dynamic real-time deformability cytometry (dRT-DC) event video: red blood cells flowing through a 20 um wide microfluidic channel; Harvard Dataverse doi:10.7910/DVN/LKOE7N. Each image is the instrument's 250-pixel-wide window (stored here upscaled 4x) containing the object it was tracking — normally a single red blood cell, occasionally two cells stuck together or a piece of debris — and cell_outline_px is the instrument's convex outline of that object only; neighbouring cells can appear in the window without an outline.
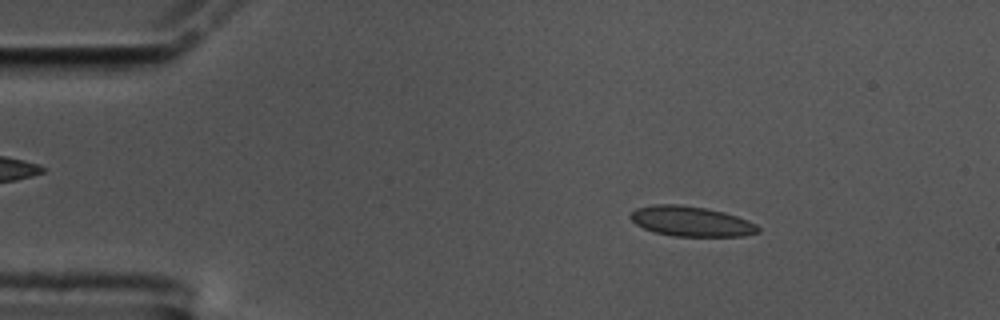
{"species": "common noctule bat (a hibernating species)", "species_latin": "Nyctalus noctula", "temperature_condition": "cold", "stored_images_in_passage": 57, "camera_frame_rate_fps": 3000, "um_per_image_px": 0.085, "animal": {"sex": "male", "body_mass_g": 17.5, "forearm_length_mm": 52.3}, "frame": {"image": 1, "passage_image": 8, "time_ms": 2.333, "image_size_px": [1000, 320], "cell_outline_px": [[760, 232], [744, 236], [676, 236], [652, 232], [636, 224], [628, 216], [636, 208], [652, 204], [680, 204], [704, 208], [724, 212], [748, 220], [756, 224], [760, 228]], "centroid_in_image_um": [58.74, 18.81], "position_along_channel_um": 26.3, "area_um2": 22.43}}
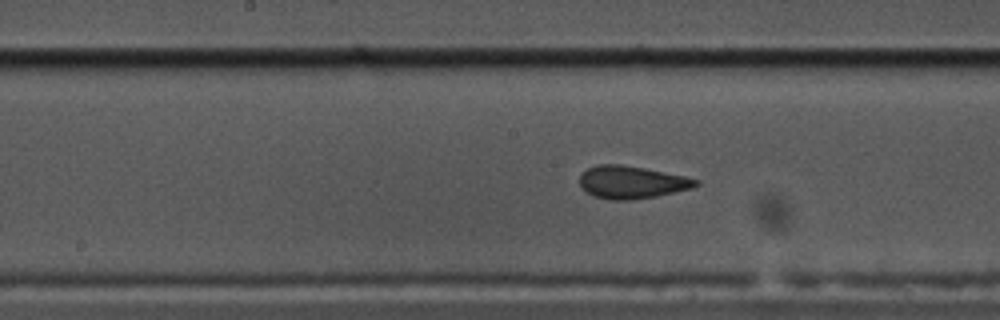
{"frame": {"image": 2, "passage_image": 28, "time_ms": 9.0, "image_size_px": [1000, 320], "cell_outline_px": [[700, 184], [692, 188], [656, 196], [628, 200], [608, 200], [592, 196], [580, 184], [580, 176], [588, 168], [596, 164], [620, 164], [644, 168], [684, 176], [700, 180]], "centroid_in_image_um": [53.7, 15.49], "position_along_channel_um": 194.5, "area_um2": 21.96}}
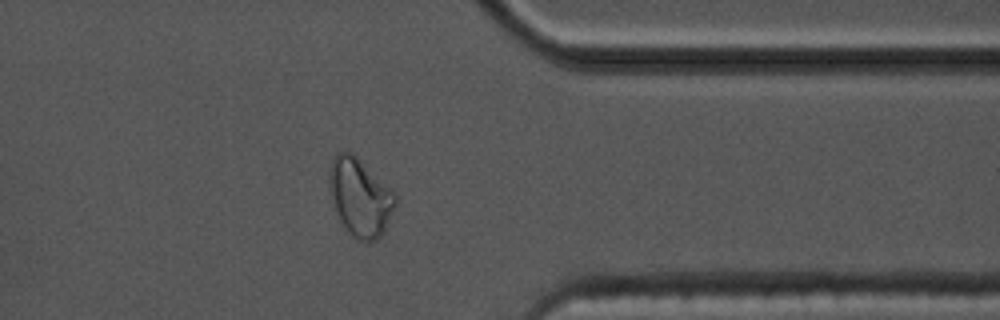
{"frame": {"image": 3, "passage_image": 45, "time_ms": 14.667, "image_size_px": [1000, 320], "cell_outline_px": [[396, 204], [384, 232], [376, 240], [368, 244], [356, 240], [344, 228], [336, 212], [328, 184], [328, 176], [332, 160], [336, 152], [352, 152], [396, 192]], "centroid_in_image_um": [30.61, 16.79], "position_along_channel_um": 380.8, "area_um2": 30.35}, "authors_computed_cell_mechanics": {"area_um2": 21.7906, "velocity_mm_per_s": 3.448, "shape_relaxation_time_tau1_ms": 9.5991, "shape_relaxation_time_tau2_ms": 1.1152, "deformation_change_tau1": 0.198, "deformation_change_tau2": 0.0541}}